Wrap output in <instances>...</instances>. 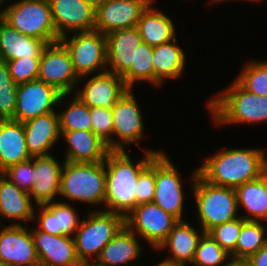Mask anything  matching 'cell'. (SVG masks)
<instances>
[{"label":"cell","mask_w":267,"mask_h":266,"mask_svg":"<svg viewBox=\"0 0 267 266\" xmlns=\"http://www.w3.org/2000/svg\"><path fill=\"white\" fill-rule=\"evenodd\" d=\"M162 150H147L136 164L126 150H110L104 160L106 169V196L102 210L126 217L136 207L135 189L140 173Z\"/></svg>","instance_id":"obj_1"},{"label":"cell","mask_w":267,"mask_h":266,"mask_svg":"<svg viewBox=\"0 0 267 266\" xmlns=\"http://www.w3.org/2000/svg\"><path fill=\"white\" fill-rule=\"evenodd\" d=\"M197 171L203 180L212 185L235 189L258 179L267 171L266 152L259 148L222 150L205 157Z\"/></svg>","instance_id":"obj_2"},{"label":"cell","mask_w":267,"mask_h":266,"mask_svg":"<svg viewBox=\"0 0 267 266\" xmlns=\"http://www.w3.org/2000/svg\"><path fill=\"white\" fill-rule=\"evenodd\" d=\"M206 106L217 126L267 121V96L247 91L235 79L217 96L208 99Z\"/></svg>","instance_id":"obj_3"},{"label":"cell","mask_w":267,"mask_h":266,"mask_svg":"<svg viewBox=\"0 0 267 266\" xmlns=\"http://www.w3.org/2000/svg\"><path fill=\"white\" fill-rule=\"evenodd\" d=\"M191 179L199 228L205 233L217 225L240 216L237 214L240 210L234 188L215 186L206 182L198 175L197 169L193 172Z\"/></svg>","instance_id":"obj_4"},{"label":"cell","mask_w":267,"mask_h":266,"mask_svg":"<svg viewBox=\"0 0 267 266\" xmlns=\"http://www.w3.org/2000/svg\"><path fill=\"white\" fill-rule=\"evenodd\" d=\"M78 203L104 205L106 196V169L104 161L96 163L64 162L60 194Z\"/></svg>","instance_id":"obj_5"},{"label":"cell","mask_w":267,"mask_h":266,"mask_svg":"<svg viewBox=\"0 0 267 266\" xmlns=\"http://www.w3.org/2000/svg\"><path fill=\"white\" fill-rule=\"evenodd\" d=\"M1 19L19 33L44 40L59 41L49 0H19L2 7Z\"/></svg>","instance_id":"obj_6"},{"label":"cell","mask_w":267,"mask_h":266,"mask_svg":"<svg viewBox=\"0 0 267 266\" xmlns=\"http://www.w3.org/2000/svg\"><path fill=\"white\" fill-rule=\"evenodd\" d=\"M85 219H82L73 236L76 255L79 261H95L102 249L125 225V217L118 213L94 209Z\"/></svg>","instance_id":"obj_7"},{"label":"cell","mask_w":267,"mask_h":266,"mask_svg":"<svg viewBox=\"0 0 267 266\" xmlns=\"http://www.w3.org/2000/svg\"><path fill=\"white\" fill-rule=\"evenodd\" d=\"M70 38L68 35L59 40L67 48L73 68L79 80L107 71V39L99 31L76 32Z\"/></svg>","instance_id":"obj_8"},{"label":"cell","mask_w":267,"mask_h":266,"mask_svg":"<svg viewBox=\"0 0 267 266\" xmlns=\"http://www.w3.org/2000/svg\"><path fill=\"white\" fill-rule=\"evenodd\" d=\"M69 94L60 93L55 87L36 79L18 84L14 120L25 122L40 115L55 112ZM62 104V105H61Z\"/></svg>","instance_id":"obj_9"},{"label":"cell","mask_w":267,"mask_h":266,"mask_svg":"<svg viewBox=\"0 0 267 266\" xmlns=\"http://www.w3.org/2000/svg\"><path fill=\"white\" fill-rule=\"evenodd\" d=\"M180 172L165 152L155 156V190L153 203L183 221L184 191Z\"/></svg>","instance_id":"obj_10"},{"label":"cell","mask_w":267,"mask_h":266,"mask_svg":"<svg viewBox=\"0 0 267 266\" xmlns=\"http://www.w3.org/2000/svg\"><path fill=\"white\" fill-rule=\"evenodd\" d=\"M38 79L55 87L62 94L72 95L79 86L80 78L74 71L67 48L60 40L47 44L43 49Z\"/></svg>","instance_id":"obj_11"},{"label":"cell","mask_w":267,"mask_h":266,"mask_svg":"<svg viewBox=\"0 0 267 266\" xmlns=\"http://www.w3.org/2000/svg\"><path fill=\"white\" fill-rule=\"evenodd\" d=\"M177 222L175 217L153 202L137 205L125 217V225L156 250Z\"/></svg>","instance_id":"obj_12"},{"label":"cell","mask_w":267,"mask_h":266,"mask_svg":"<svg viewBox=\"0 0 267 266\" xmlns=\"http://www.w3.org/2000/svg\"><path fill=\"white\" fill-rule=\"evenodd\" d=\"M133 91L129 89L112 107L113 150H126L124 147L134 143L139 145L145 137L143 116Z\"/></svg>","instance_id":"obj_13"},{"label":"cell","mask_w":267,"mask_h":266,"mask_svg":"<svg viewBox=\"0 0 267 266\" xmlns=\"http://www.w3.org/2000/svg\"><path fill=\"white\" fill-rule=\"evenodd\" d=\"M154 0H106L95 11L94 30L102 34L136 27L143 11Z\"/></svg>","instance_id":"obj_14"},{"label":"cell","mask_w":267,"mask_h":266,"mask_svg":"<svg viewBox=\"0 0 267 266\" xmlns=\"http://www.w3.org/2000/svg\"><path fill=\"white\" fill-rule=\"evenodd\" d=\"M59 39L69 32L94 30L95 9L86 0H49Z\"/></svg>","instance_id":"obj_15"},{"label":"cell","mask_w":267,"mask_h":266,"mask_svg":"<svg viewBox=\"0 0 267 266\" xmlns=\"http://www.w3.org/2000/svg\"><path fill=\"white\" fill-rule=\"evenodd\" d=\"M0 260L7 266H34L39 262L31 229L5 225L0 231Z\"/></svg>","instance_id":"obj_16"},{"label":"cell","mask_w":267,"mask_h":266,"mask_svg":"<svg viewBox=\"0 0 267 266\" xmlns=\"http://www.w3.org/2000/svg\"><path fill=\"white\" fill-rule=\"evenodd\" d=\"M129 89L121 76L105 71L97 72L83 89L77 86L74 94L90 108H112Z\"/></svg>","instance_id":"obj_17"},{"label":"cell","mask_w":267,"mask_h":266,"mask_svg":"<svg viewBox=\"0 0 267 266\" xmlns=\"http://www.w3.org/2000/svg\"><path fill=\"white\" fill-rule=\"evenodd\" d=\"M32 159L34 179L29 195L32 200L34 199V205L54 202L55 196L60 194L61 174L65 161L61 164L51 154L34 156Z\"/></svg>","instance_id":"obj_18"},{"label":"cell","mask_w":267,"mask_h":266,"mask_svg":"<svg viewBox=\"0 0 267 266\" xmlns=\"http://www.w3.org/2000/svg\"><path fill=\"white\" fill-rule=\"evenodd\" d=\"M31 234L40 262L53 266H77L79 264L74 237L51 235L37 227L32 228Z\"/></svg>","instance_id":"obj_19"},{"label":"cell","mask_w":267,"mask_h":266,"mask_svg":"<svg viewBox=\"0 0 267 266\" xmlns=\"http://www.w3.org/2000/svg\"><path fill=\"white\" fill-rule=\"evenodd\" d=\"M26 147L31 157L51 154L50 149L61 139L59 114L40 115L23 122Z\"/></svg>","instance_id":"obj_20"},{"label":"cell","mask_w":267,"mask_h":266,"mask_svg":"<svg viewBox=\"0 0 267 266\" xmlns=\"http://www.w3.org/2000/svg\"><path fill=\"white\" fill-rule=\"evenodd\" d=\"M107 71L122 76L134 64L135 51L142 41L137 27L106 34Z\"/></svg>","instance_id":"obj_21"},{"label":"cell","mask_w":267,"mask_h":266,"mask_svg":"<svg viewBox=\"0 0 267 266\" xmlns=\"http://www.w3.org/2000/svg\"><path fill=\"white\" fill-rule=\"evenodd\" d=\"M67 144L65 161L96 163L104 161L110 151L107 144L92 130L60 131Z\"/></svg>","instance_id":"obj_22"},{"label":"cell","mask_w":267,"mask_h":266,"mask_svg":"<svg viewBox=\"0 0 267 266\" xmlns=\"http://www.w3.org/2000/svg\"><path fill=\"white\" fill-rule=\"evenodd\" d=\"M28 192L20 189L0 172V216L13 220L12 225H23L36 219L35 206ZM15 221V223H14Z\"/></svg>","instance_id":"obj_23"},{"label":"cell","mask_w":267,"mask_h":266,"mask_svg":"<svg viewBox=\"0 0 267 266\" xmlns=\"http://www.w3.org/2000/svg\"><path fill=\"white\" fill-rule=\"evenodd\" d=\"M36 206L40 210L37 218L39 230L55 236L75 235L81 221L71 204L57 201Z\"/></svg>","instance_id":"obj_24"},{"label":"cell","mask_w":267,"mask_h":266,"mask_svg":"<svg viewBox=\"0 0 267 266\" xmlns=\"http://www.w3.org/2000/svg\"><path fill=\"white\" fill-rule=\"evenodd\" d=\"M190 225L185 219L178 221L158 248L161 251L167 249L171 251L172 254L168 259L182 266L190 265L193 262L198 242L205 233L201 228L198 231Z\"/></svg>","instance_id":"obj_25"},{"label":"cell","mask_w":267,"mask_h":266,"mask_svg":"<svg viewBox=\"0 0 267 266\" xmlns=\"http://www.w3.org/2000/svg\"><path fill=\"white\" fill-rule=\"evenodd\" d=\"M31 158L23 123L13 119L0 120V172Z\"/></svg>","instance_id":"obj_26"},{"label":"cell","mask_w":267,"mask_h":266,"mask_svg":"<svg viewBox=\"0 0 267 266\" xmlns=\"http://www.w3.org/2000/svg\"><path fill=\"white\" fill-rule=\"evenodd\" d=\"M46 45L44 40L19 33L0 18V61L41 57Z\"/></svg>","instance_id":"obj_27"},{"label":"cell","mask_w":267,"mask_h":266,"mask_svg":"<svg viewBox=\"0 0 267 266\" xmlns=\"http://www.w3.org/2000/svg\"><path fill=\"white\" fill-rule=\"evenodd\" d=\"M137 235L124 225L102 249L96 261L104 266H126L138 260L142 246Z\"/></svg>","instance_id":"obj_28"},{"label":"cell","mask_w":267,"mask_h":266,"mask_svg":"<svg viewBox=\"0 0 267 266\" xmlns=\"http://www.w3.org/2000/svg\"><path fill=\"white\" fill-rule=\"evenodd\" d=\"M177 37L153 47L154 85L159 87L167 79H177L186 65L185 51L178 45Z\"/></svg>","instance_id":"obj_29"},{"label":"cell","mask_w":267,"mask_h":266,"mask_svg":"<svg viewBox=\"0 0 267 266\" xmlns=\"http://www.w3.org/2000/svg\"><path fill=\"white\" fill-rule=\"evenodd\" d=\"M151 2L143 11L137 23V28L143 42L155 47L176 38L175 24L162 11L154 8Z\"/></svg>","instance_id":"obj_30"},{"label":"cell","mask_w":267,"mask_h":266,"mask_svg":"<svg viewBox=\"0 0 267 266\" xmlns=\"http://www.w3.org/2000/svg\"><path fill=\"white\" fill-rule=\"evenodd\" d=\"M235 193L238 209L245 208L249 213V216H241L244 220L267 221V171L258 179L235 188Z\"/></svg>","instance_id":"obj_31"},{"label":"cell","mask_w":267,"mask_h":266,"mask_svg":"<svg viewBox=\"0 0 267 266\" xmlns=\"http://www.w3.org/2000/svg\"><path fill=\"white\" fill-rule=\"evenodd\" d=\"M153 47L141 41L138 45L134 64L121 76L125 84L133 89V84L138 82H149L154 85V67H153Z\"/></svg>","instance_id":"obj_32"},{"label":"cell","mask_w":267,"mask_h":266,"mask_svg":"<svg viewBox=\"0 0 267 266\" xmlns=\"http://www.w3.org/2000/svg\"><path fill=\"white\" fill-rule=\"evenodd\" d=\"M267 228L261 221L246 220L236 244V258L248 259L267 243Z\"/></svg>","instance_id":"obj_33"},{"label":"cell","mask_w":267,"mask_h":266,"mask_svg":"<svg viewBox=\"0 0 267 266\" xmlns=\"http://www.w3.org/2000/svg\"><path fill=\"white\" fill-rule=\"evenodd\" d=\"M65 110L59 114L60 131L91 130L90 107L84 104L75 94Z\"/></svg>","instance_id":"obj_34"},{"label":"cell","mask_w":267,"mask_h":266,"mask_svg":"<svg viewBox=\"0 0 267 266\" xmlns=\"http://www.w3.org/2000/svg\"><path fill=\"white\" fill-rule=\"evenodd\" d=\"M235 80L247 91L267 96V60L249 61L242 67Z\"/></svg>","instance_id":"obj_35"},{"label":"cell","mask_w":267,"mask_h":266,"mask_svg":"<svg viewBox=\"0 0 267 266\" xmlns=\"http://www.w3.org/2000/svg\"><path fill=\"white\" fill-rule=\"evenodd\" d=\"M229 255L208 233H204L198 242L194 260L196 266H221Z\"/></svg>","instance_id":"obj_36"},{"label":"cell","mask_w":267,"mask_h":266,"mask_svg":"<svg viewBox=\"0 0 267 266\" xmlns=\"http://www.w3.org/2000/svg\"><path fill=\"white\" fill-rule=\"evenodd\" d=\"M18 84L10 76L6 62L0 61V120L13 119Z\"/></svg>","instance_id":"obj_37"},{"label":"cell","mask_w":267,"mask_h":266,"mask_svg":"<svg viewBox=\"0 0 267 266\" xmlns=\"http://www.w3.org/2000/svg\"><path fill=\"white\" fill-rule=\"evenodd\" d=\"M241 215L231 221L222 223L210 229L207 233L229 254L236 258V244L245 222Z\"/></svg>","instance_id":"obj_38"},{"label":"cell","mask_w":267,"mask_h":266,"mask_svg":"<svg viewBox=\"0 0 267 266\" xmlns=\"http://www.w3.org/2000/svg\"><path fill=\"white\" fill-rule=\"evenodd\" d=\"M91 130L113 150V113L112 108H90Z\"/></svg>","instance_id":"obj_39"},{"label":"cell","mask_w":267,"mask_h":266,"mask_svg":"<svg viewBox=\"0 0 267 266\" xmlns=\"http://www.w3.org/2000/svg\"><path fill=\"white\" fill-rule=\"evenodd\" d=\"M5 62L15 84L26 83L38 79L40 57H24Z\"/></svg>","instance_id":"obj_40"},{"label":"cell","mask_w":267,"mask_h":266,"mask_svg":"<svg viewBox=\"0 0 267 266\" xmlns=\"http://www.w3.org/2000/svg\"><path fill=\"white\" fill-rule=\"evenodd\" d=\"M135 189L136 206L143 203H152L155 190V157L140 173Z\"/></svg>","instance_id":"obj_41"},{"label":"cell","mask_w":267,"mask_h":266,"mask_svg":"<svg viewBox=\"0 0 267 266\" xmlns=\"http://www.w3.org/2000/svg\"><path fill=\"white\" fill-rule=\"evenodd\" d=\"M20 189L30 192L34 179L33 159L9 166L2 172Z\"/></svg>","instance_id":"obj_42"},{"label":"cell","mask_w":267,"mask_h":266,"mask_svg":"<svg viewBox=\"0 0 267 266\" xmlns=\"http://www.w3.org/2000/svg\"><path fill=\"white\" fill-rule=\"evenodd\" d=\"M247 260L251 266H267V243Z\"/></svg>","instance_id":"obj_43"},{"label":"cell","mask_w":267,"mask_h":266,"mask_svg":"<svg viewBox=\"0 0 267 266\" xmlns=\"http://www.w3.org/2000/svg\"><path fill=\"white\" fill-rule=\"evenodd\" d=\"M221 266H251L247 259L233 258L230 257L224 264Z\"/></svg>","instance_id":"obj_44"},{"label":"cell","mask_w":267,"mask_h":266,"mask_svg":"<svg viewBox=\"0 0 267 266\" xmlns=\"http://www.w3.org/2000/svg\"><path fill=\"white\" fill-rule=\"evenodd\" d=\"M155 266H182L179 263L172 261L171 259L166 258L165 260L160 261Z\"/></svg>","instance_id":"obj_45"},{"label":"cell","mask_w":267,"mask_h":266,"mask_svg":"<svg viewBox=\"0 0 267 266\" xmlns=\"http://www.w3.org/2000/svg\"><path fill=\"white\" fill-rule=\"evenodd\" d=\"M77 266H104V265L98 263L96 260L95 261L91 260V261H79V264Z\"/></svg>","instance_id":"obj_46"},{"label":"cell","mask_w":267,"mask_h":266,"mask_svg":"<svg viewBox=\"0 0 267 266\" xmlns=\"http://www.w3.org/2000/svg\"><path fill=\"white\" fill-rule=\"evenodd\" d=\"M106 0H86V2L91 5L95 10L101 6Z\"/></svg>","instance_id":"obj_47"},{"label":"cell","mask_w":267,"mask_h":266,"mask_svg":"<svg viewBox=\"0 0 267 266\" xmlns=\"http://www.w3.org/2000/svg\"><path fill=\"white\" fill-rule=\"evenodd\" d=\"M221 1H225V0H209V1H208V2H209L208 4H210V3H211V4H212V3L215 4L216 2H221ZM226 1H227V0H226ZM228 1H229V0H228ZM246 1L256 2V3H257V2H260V0H246ZM261 1H262V0H261Z\"/></svg>","instance_id":"obj_48"},{"label":"cell","mask_w":267,"mask_h":266,"mask_svg":"<svg viewBox=\"0 0 267 266\" xmlns=\"http://www.w3.org/2000/svg\"><path fill=\"white\" fill-rule=\"evenodd\" d=\"M34 266H53V265H48L39 261Z\"/></svg>","instance_id":"obj_49"},{"label":"cell","mask_w":267,"mask_h":266,"mask_svg":"<svg viewBox=\"0 0 267 266\" xmlns=\"http://www.w3.org/2000/svg\"><path fill=\"white\" fill-rule=\"evenodd\" d=\"M8 1H9V0H2V1H1V4L5 6L4 2L7 3Z\"/></svg>","instance_id":"obj_50"},{"label":"cell","mask_w":267,"mask_h":266,"mask_svg":"<svg viewBox=\"0 0 267 266\" xmlns=\"http://www.w3.org/2000/svg\"><path fill=\"white\" fill-rule=\"evenodd\" d=\"M0 266H7V265L4 264V263L0 260Z\"/></svg>","instance_id":"obj_51"},{"label":"cell","mask_w":267,"mask_h":266,"mask_svg":"<svg viewBox=\"0 0 267 266\" xmlns=\"http://www.w3.org/2000/svg\"><path fill=\"white\" fill-rule=\"evenodd\" d=\"M1 1H2V0H0V18H1Z\"/></svg>","instance_id":"obj_52"}]
</instances>
